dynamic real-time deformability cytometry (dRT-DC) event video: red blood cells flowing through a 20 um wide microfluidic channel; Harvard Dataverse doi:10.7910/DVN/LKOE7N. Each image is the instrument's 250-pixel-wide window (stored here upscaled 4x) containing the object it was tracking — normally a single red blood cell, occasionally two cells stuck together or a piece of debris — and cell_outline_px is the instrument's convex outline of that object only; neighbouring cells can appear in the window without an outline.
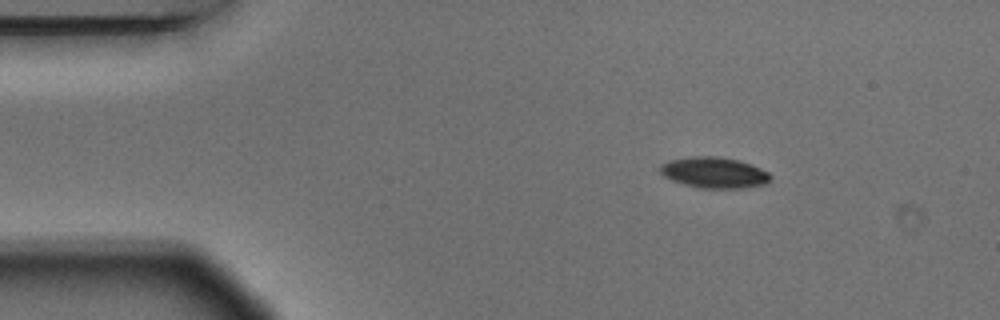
{"species": "Egyptian fruit bat (a non-hibernating species)", "species_latin": "Rousettus aegyptiacus", "temperature_condition": "warm", "stored_images_in_passage": 3, "camera_frame_rate_fps": 3000, "um_per_image_px": 0.085, "animal": {"sex": "male"}, "frame": {"image": 1, "passage_image": 1, "time_ms": 0.0, "image_size_px": [1000, 320], "cell_outline_px": [[772, 176], [764, 184], [740, 188], [700, 188], [684, 184], [672, 180], [664, 176], [660, 172], [660, 164], [668, 160], [692, 156], [720, 156], [752, 164], [768, 172]], "centroid_in_image_um": [60.67, 14.66], "position_along_channel_um": 24.3, "area_um2": 19.83}}